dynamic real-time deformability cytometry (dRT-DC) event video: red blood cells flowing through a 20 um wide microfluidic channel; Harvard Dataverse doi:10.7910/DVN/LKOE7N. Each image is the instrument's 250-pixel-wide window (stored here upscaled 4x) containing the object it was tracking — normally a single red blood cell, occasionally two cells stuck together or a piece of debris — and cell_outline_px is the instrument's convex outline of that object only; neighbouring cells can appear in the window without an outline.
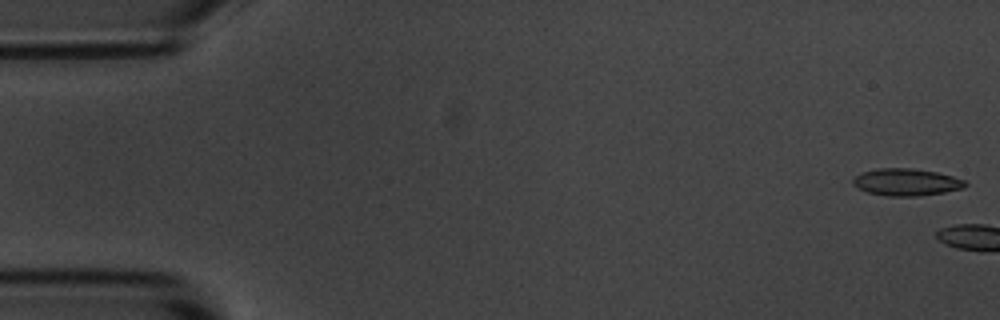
{"species": "common noctule bat (a hibernating species)", "species_latin": "Nyctalus noctula", "temperature_condition": "room temperature", "stored_images_in_passage": 6, "camera_frame_rate_fps": 3000, "um_per_image_px": 0.085, "animal": {"sex": "male", "body_mass_g": 20.1, "forearm_length_mm": 53.5}, "frame": {"image": 1, "passage_image": 1, "time_ms": 0.0, "image_size_px": [1000, 320], "cell_outline_px": [[968, 184], [964, 188], [944, 192], [916, 196], [888, 196], [868, 192], [852, 184], [852, 180], [860, 172], [876, 168], [912, 168], [936, 172], [952, 176], [964, 180]], "centroid_in_image_um": [77.03, 15.47], "position_along_channel_um": 8.0, "area_um2": 17.69}}
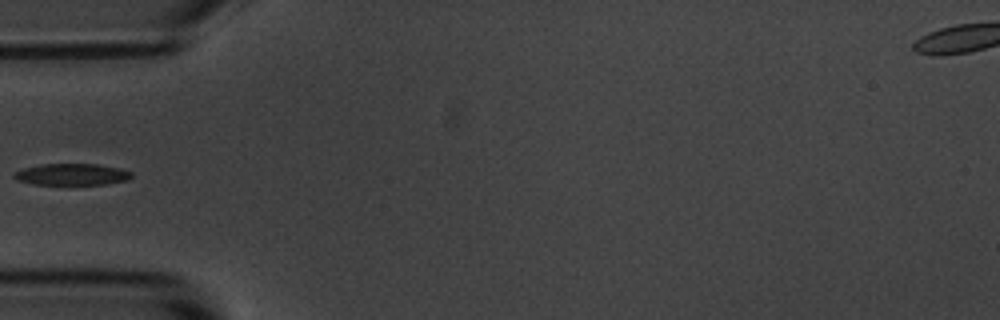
{"frame": {"image": 2, "passage_image": 6, "time_ms": 1.667, "image_size_px": [1000, 320], "cell_outline_px": [[132, 176], [128, 180], [104, 184], [36, 184], [20, 180], [12, 176], [12, 172], [24, 168], [40, 164], [96, 164], [120, 168], [132, 172]], "centroid_in_image_um": [6.12, 14.81], "position_along_channel_um": 78.9, "area_um2": 14.62}}